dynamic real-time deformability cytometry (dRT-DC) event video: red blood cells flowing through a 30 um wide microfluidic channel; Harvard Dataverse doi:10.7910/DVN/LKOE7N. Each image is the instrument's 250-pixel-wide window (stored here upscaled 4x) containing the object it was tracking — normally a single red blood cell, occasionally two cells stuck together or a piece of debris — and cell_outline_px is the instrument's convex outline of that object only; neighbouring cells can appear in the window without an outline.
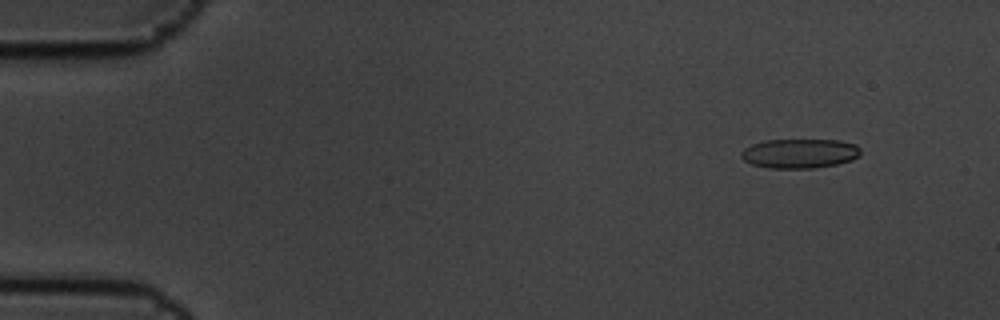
{"species": "common noctule bat (a hibernating species)", "species_latin": "Nyctalus noctula", "temperature_condition": "cold", "stored_images_in_passage": 6, "camera_frame_rate_fps": 3000, "um_per_image_px": 0.085, "animal": {"sex": "male", "body_mass_g": 19.5, "forearm_length_mm": 54.6}, "frame": {"image": 1, "passage_image": 2, "time_ms": 0.333, "image_size_px": [1000, 320], "cell_outline_px": [[860, 156], [852, 160], [836, 164], [812, 168], [768, 168], [752, 164], [744, 160], [740, 156], [740, 152], [744, 148], [752, 144], [764, 140], [840, 140], [856, 144], [860, 148]], "centroid_in_image_um": [67.97, 13.04], "position_along_channel_um": 17.0, "area_um2": 20.58}}
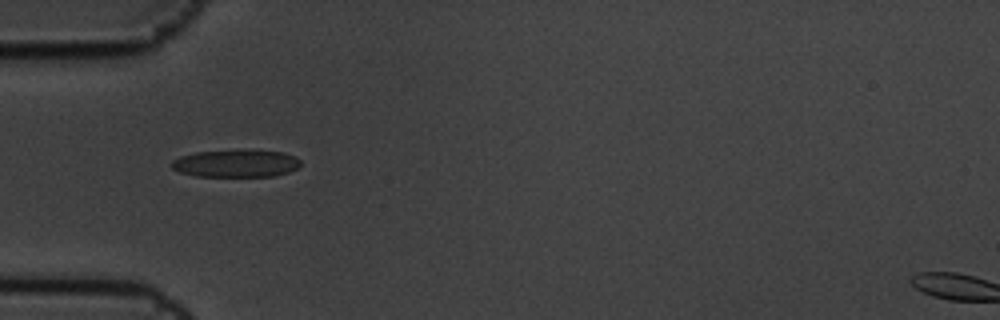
{"frame": {"image": 2, "passage_image": 5, "time_ms": 1.333, "image_size_px": [1000, 320], "cell_outline_px": [[300, 168], [288, 172], [272, 176], [196, 176], [180, 172], [172, 168], [172, 160], [180, 156], [196, 152], [284, 152], [296, 156], [300, 160]], "centroid_in_image_um": [20.08, 13.92], "position_along_channel_um": 64.9, "area_um2": 19.94}}
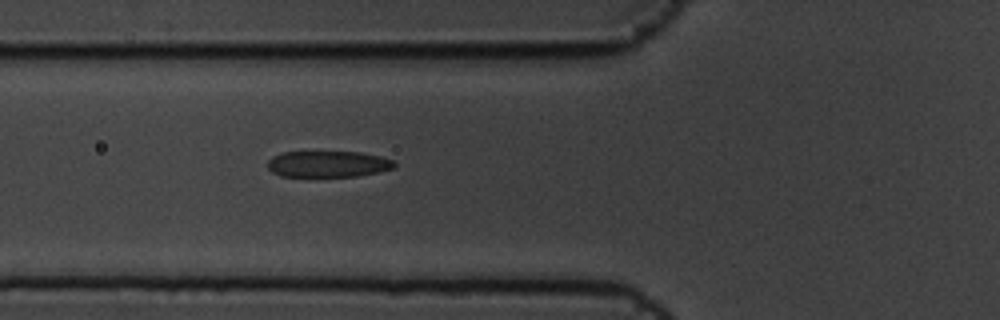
{"frame": {"image": 3, "passage_image": 6, "time_ms": 1.667, "image_size_px": [1000, 320], "cell_outline_px": [[396, 164], [392, 168], [376, 172], [356, 176], [280, 176], [272, 172], [268, 168], [268, 160], [272, 156], [284, 152], [360, 152], [380, 156], [392, 160]], "centroid_in_image_um": [27.84, 13.94], "position_along_channel_um": 98.0, "area_um2": 19.19}}